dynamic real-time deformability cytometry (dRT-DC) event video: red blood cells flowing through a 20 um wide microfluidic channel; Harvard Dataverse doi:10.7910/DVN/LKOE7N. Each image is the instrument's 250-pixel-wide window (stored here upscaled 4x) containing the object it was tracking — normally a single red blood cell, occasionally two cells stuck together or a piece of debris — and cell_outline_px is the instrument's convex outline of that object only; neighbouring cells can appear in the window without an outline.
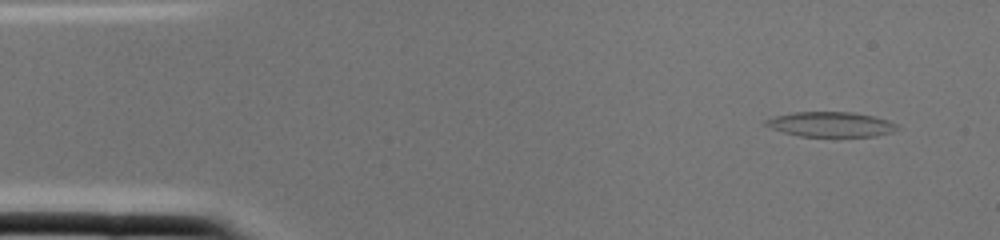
{"species": "common noctule bat (a hibernating species)", "species_latin": "Nyctalus noctula", "temperature_condition": "cold", "stored_images_in_passage": 2, "camera_frame_rate_fps": 3000, "um_per_image_px": 0.085, "animal": {"sex": "female", "body_mass_g": 22.0, "forearm_length_mm": 56.7}, "frame": {"image": 1, "passage_image": 1, "time_ms": 0.0, "image_size_px": [1000, 240], "cell_outline_px": [[900, 128], [892, 132], [876, 136], [800, 136], [784, 132], [772, 128], [764, 124], [764, 120], [776, 116], [796, 112], [852, 112], [872, 116], [888, 120], [896, 124]], "centroid_in_image_um": [70.64, 10.57], "position_along_channel_um": 14.4, "area_um2": 18.9}}
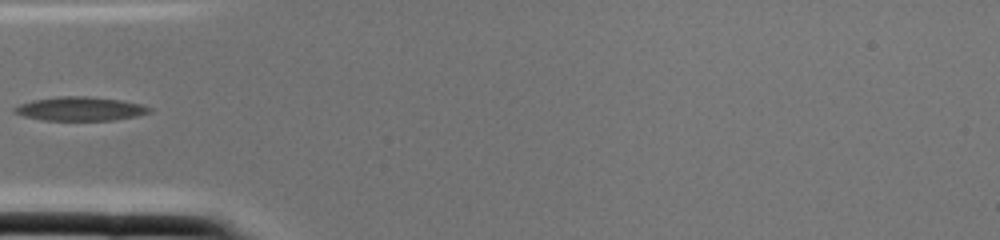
{"frame": {"image": 2, "passage_image": 2, "time_ms": 0.333, "image_size_px": [1000, 240], "cell_outline_px": [[152, 112], [136, 116], [112, 120], [44, 120], [24, 116], [12, 112], [12, 108], [20, 104], [32, 100], [60, 96], [88, 96], [120, 100], [140, 104], [152, 108]], "centroid_in_image_um": [6.8, 9.24], "position_along_channel_um": 78.2, "area_um2": 18.73}}